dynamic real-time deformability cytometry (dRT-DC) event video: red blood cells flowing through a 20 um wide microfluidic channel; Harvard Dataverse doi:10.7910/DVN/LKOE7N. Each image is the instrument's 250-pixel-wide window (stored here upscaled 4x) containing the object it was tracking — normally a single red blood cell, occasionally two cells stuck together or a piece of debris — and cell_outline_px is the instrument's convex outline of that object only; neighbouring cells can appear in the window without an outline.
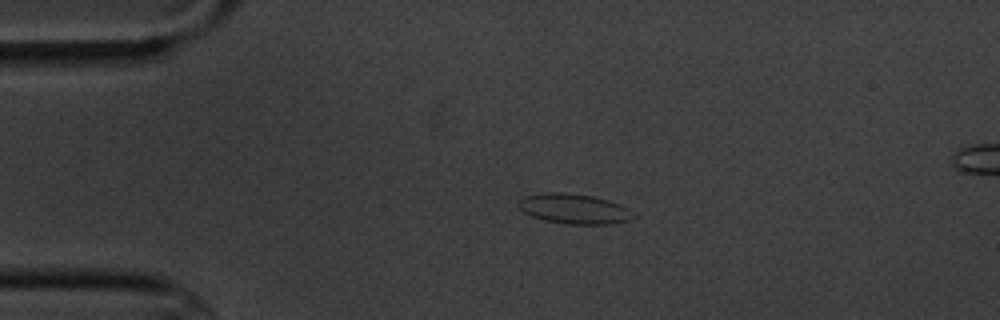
{"species": "common noctule bat (a hibernating species)", "species_latin": "Nyctalus noctula", "temperature_condition": "cold", "stored_images_in_passage": 4, "camera_frame_rate_fps": 3000, "um_per_image_px": 0.085, "animal": {"sex": "male", "body_mass_g": 20.1, "forearm_length_mm": 53.5}, "frame": {"image": 1, "passage_image": 3, "time_ms": 2.0, "image_size_px": [1000, 320], "cell_outline_px": [[636, 216], [628, 220], [612, 224], [568, 224], [544, 220], [532, 216], [524, 212], [516, 204], [516, 200], [524, 196], [548, 192], [560, 192], [592, 196], [608, 200], [620, 204], [628, 208]], "centroid_in_image_um": [48.77, 17.75], "position_along_channel_um": 36.2, "area_um2": 20.11}}